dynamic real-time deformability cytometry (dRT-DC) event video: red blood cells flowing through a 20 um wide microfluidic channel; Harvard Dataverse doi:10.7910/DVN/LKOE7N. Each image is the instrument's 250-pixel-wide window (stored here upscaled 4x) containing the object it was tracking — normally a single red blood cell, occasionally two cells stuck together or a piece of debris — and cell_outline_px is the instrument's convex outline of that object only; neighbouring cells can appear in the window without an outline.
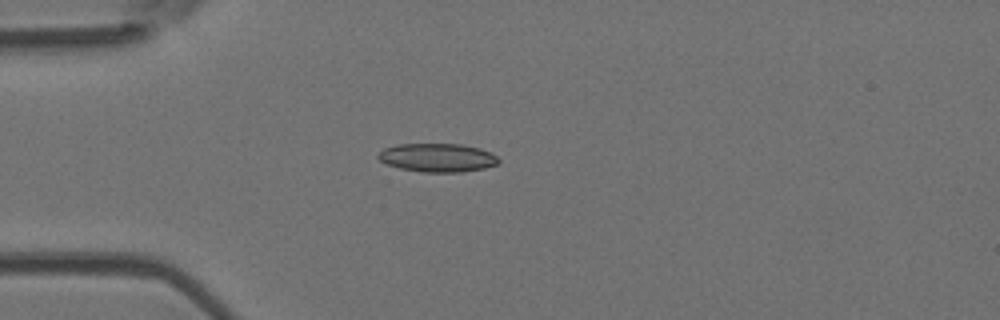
{"species": "Egyptian fruit bat (a non-hibernating species)", "species_latin": "Rousettus aegyptiacus", "temperature_condition": "room temperature", "stored_images_in_passage": 16, "camera_frame_rate_fps": 3000, "um_per_image_px": 0.085, "animal": {"sex": "female"}, "frame": {"image": 1, "passage_image": 13, "time_ms": 4.0, "image_size_px": [1000, 320], "cell_outline_px": [[500, 164], [484, 168], [460, 172], [424, 172], [400, 168], [388, 164], [380, 160], [376, 156], [384, 148], [400, 144], [460, 144], [480, 148], [492, 152], [500, 160]], "centroid_in_image_um": [37.23, 13.4], "position_along_channel_um": 47.8, "area_um2": 20.0}}